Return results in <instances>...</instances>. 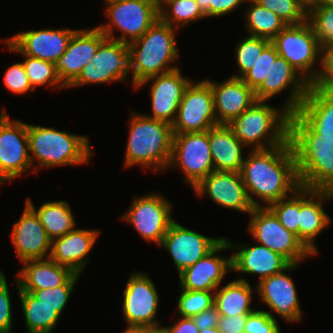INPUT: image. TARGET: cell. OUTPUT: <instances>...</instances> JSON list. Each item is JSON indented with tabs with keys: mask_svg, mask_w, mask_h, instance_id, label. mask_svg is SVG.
I'll return each instance as SVG.
<instances>
[{
	"mask_svg": "<svg viewBox=\"0 0 333 333\" xmlns=\"http://www.w3.org/2000/svg\"><path fill=\"white\" fill-rule=\"evenodd\" d=\"M240 174L253 207H262L257 199L263 202V207H268L300 187L289 140L269 149H252Z\"/></svg>",
	"mask_w": 333,
	"mask_h": 333,
	"instance_id": "6da1fadb",
	"label": "cell"
},
{
	"mask_svg": "<svg viewBox=\"0 0 333 333\" xmlns=\"http://www.w3.org/2000/svg\"><path fill=\"white\" fill-rule=\"evenodd\" d=\"M288 140L300 186L333 192V141L317 140V134L296 113L289 117Z\"/></svg>",
	"mask_w": 333,
	"mask_h": 333,
	"instance_id": "7a4b0ae2",
	"label": "cell"
},
{
	"mask_svg": "<svg viewBox=\"0 0 333 333\" xmlns=\"http://www.w3.org/2000/svg\"><path fill=\"white\" fill-rule=\"evenodd\" d=\"M124 167L141 165L144 170L166 171L172 154L170 123L131 111Z\"/></svg>",
	"mask_w": 333,
	"mask_h": 333,
	"instance_id": "3957f363",
	"label": "cell"
},
{
	"mask_svg": "<svg viewBox=\"0 0 333 333\" xmlns=\"http://www.w3.org/2000/svg\"><path fill=\"white\" fill-rule=\"evenodd\" d=\"M176 30L158 19L140 38L128 44L133 88L146 78L179 68L170 65L179 56Z\"/></svg>",
	"mask_w": 333,
	"mask_h": 333,
	"instance_id": "277c9868",
	"label": "cell"
},
{
	"mask_svg": "<svg viewBox=\"0 0 333 333\" xmlns=\"http://www.w3.org/2000/svg\"><path fill=\"white\" fill-rule=\"evenodd\" d=\"M30 160L37 172L34 161L39 167H56L87 164L93 154L89 139L84 135L70 134L53 127H43L27 123Z\"/></svg>",
	"mask_w": 333,
	"mask_h": 333,
	"instance_id": "5b68a950",
	"label": "cell"
},
{
	"mask_svg": "<svg viewBox=\"0 0 333 333\" xmlns=\"http://www.w3.org/2000/svg\"><path fill=\"white\" fill-rule=\"evenodd\" d=\"M290 113L266 101L256 100L240 116L227 125L247 148L269 149L288 141Z\"/></svg>",
	"mask_w": 333,
	"mask_h": 333,
	"instance_id": "8992f818",
	"label": "cell"
},
{
	"mask_svg": "<svg viewBox=\"0 0 333 333\" xmlns=\"http://www.w3.org/2000/svg\"><path fill=\"white\" fill-rule=\"evenodd\" d=\"M271 43L279 56L290 63L310 85L314 84L321 72L322 47L307 21L299 25H287ZM317 60L319 68L315 67Z\"/></svg>",
	"mask_w": 333,
	"mask_h": 333,
	"instance_id": "52a82bcc",
	"label": "cell"
},
{
	"mask_svg": "<svg viewBox=\"0 0 333 333\" xmlns=\"http://www.w3.org/2000/svg\"><path fill=\"white\" fill-rule=\"evenodd\" d=\"M105 7L110 23L97 27L106 38L127 44L140 38L159 19V6L154 0H125ZM115 28L122 32L120 37L114 36Z\"/></svg>",
	"mask_w": 333,
	"mask_h": 333,
	"instance_id": "ba28073f",
	"label": "cell"
},
{
	"mask_svg": "<svg viewBox=\"0 0 333 333\" xmlns=\"http://www.w3.org/2000/svg\"><path fill=\"white\" fill-rule=\"evenodd\" d=\"M248 231L256 242L280 254L290 264H301L313 254L298 239L297 235L288 231L268 207H253Z\"/></svg>",
	"mask_w": 333,
	"mask_h": 333,
	"instance_id": "9c48e42d",
	"label": "cell"
},
{
	"mask_svg": "<svg viewBox=\"0 0 333 333\" xmlns=\"http://www.w3.org/2000/svg\"><path fill=\"white\" fill-rule=\"evenodd\" d=\"M179 167L185 183L193 188L214 171L209 145V130L173 134L170 167Z\"/></svg>",
	"mask_w": 333,
	"mask_h": 333,
	"instance_id": "30bf717a",
	"label": "cell"
},
{
	"mask_svg": "<svg viewBox=\"0 0 333 333\" xmlns=\"http://www.w3.org/2000/svg\"><path fill=\"white\" fill-rule=\"evenodd\" d=\"M217 125L211 86L205 80H193L184 91L171 125L173 134L205 132Z\"/></svg>",
	"mask_w": 333,
	"mask_h": 333,
	"instance_id": "8fae6325",
	"label": "cell"
},
{
	"mask_svg": "<svg viewBox=\"0 0 333 333\" xmlns=\"http://www.w3.org/2000/svg\"><path fill=\"white\" fill-rule=\"evenodd\" d=\"M130 74L129 45L105 38L90 62L83 67L78 78L69 86L107 84L126 81Z\"/></svg>",
	"mask_w": 333,
	"mask_h": 333,
	"instance_id": "7c38bea8",
	"label": "cell"
},
{
	"mask_svg": "<svg viewBox=\"0 0 333 333\" xmlns=\"http://www.w3.org/2000/svg\"><path fill=\"white\" fill-rule=\"evenodd\" d=\"M171 208L170 201L159 192H152L134 197L122 220L131 224L144 240L159 246L175 220L171 215Z\"/></svg>",
	"mask_w": 333,
	"mask_h": 333,
	"instance_id": "4fadbf2b",
	"label": "cell"
},
{
	"mask_svg": "<svg viewBox=\"0 0 333 333\" xmlns=\"http://www.w3.org/2000/svg\"><path fill=\"white\" fill-rule=\"evenodd\" d=\"M0 114V184L8 183L31 170L27 123Z\"/></svg>",
	"mask_w": 333,
	"mask_h": 333,
	"instance_id": "5bb4252c",
	"label": "cell"
},
{
	"mask_svg": "<svg viewBox=\"0 0 333 333\" xmlns=\"http://www.w3.org/2000/svg\"><path fill=\"white\" fill-rule=\"evenodd\" d=\"M288 87H291L290 95L282 107L292 114L299 108L310 84L290 63L278 55L275 46L270 43V70L264 81L254 90L256 100L268 101Z\"/></svg>",
	"mask_w": 333,
	"mask_h": 333,
	"instance_id": "9a60e30c",
	"label": "cell"
},
{
	"mask_svg": "<svg viewBox=\"0 0 333 333\" xmlns=\"http://www.w3.org/2000/svg\"><path fill=\"white\" fill-rule=\"evenodd\" d=\"M123 291V317L127 325L158 326L156 320L159 296L152 279L145 273L134 271L129 275Z\"/></svg>",
	"mask_w": 333,
	"mask_h": 333,
	"instance_id": "2e32d148",
	"label": "cell"
},
{
	"mask_svg": "<svg viewBox=\"0 0 333 333\" xmlns=\"http://www.w3.org/2000/svg\"><path fill=\"white\" fill-rule=\"evenodd\" d=\"M77 29L28 30L4 39L9 51L55 63Z\"/></svg>",
	"mask_w": 333,
	"mask_h": 333,
	"instance_id": "e0dca14e",
	"label": "cell"
},
{
	"mask_svg": "<svg viewBox=\"0 0 333 333\" xmlns=\"http://www.w3.org/2000/svg\"><path fill=\"white\" fill-rule=\"evenodd\" d=\"M192 81V78L183 77L179 68L164 74L151 76L141 81L134 87L135 90L149 82L151 83L150 97L153 113L152 115H144L172 125L184 91Z\"/></svg>",
	"mask_w": 333,
	"mask_h": 333,
	"instance_id": "ac0fdd59",
	"label": "cell"
},
{
	"mask_svg": "<svg viewBox=\"0 0 333 333\" xmlns=\"http://www.w3.org/2000/svg\"><path fill=\"white\" fill-rule=\"evenodd\" d=\"M223 237H207L173 221L160 247L169 251L178 274L209 253Z\"/></svg>",
	"mask_w": 333,
	"mask_h": 333,
	"instance_id": "d6986e66",
	"label": "cell"
},
{
	"mask_svg": "<svg viewBox=\"0 0 333 333\" xmlns=\"http://www.w3.org/2000/svg\"><path fill=\"white\" fill-rule=\"evenodd\" d=\"M300 264H290L282 272L263 279L255 286L261 301L286 322H299L302 319L299 297L295 283L286 271L298 268Z\"/></svg>",
	"mask_w": 333,
	"mask_h": 333,
	"instance_id": "ffe728a7",
	"label": "cell"
},
{
	"mask_svg": "<svg viewBox=\"0 0 333 333\" xmlns=\"http://www.w3.org/2000/svg\"><path fill=\"white\" fill-rule=\"evenodd\" d=\"M197 196H208L215 204L248 215L253 206L240 172L214 170L193 188Z\"/></svg>",
	"mask_w": 333,
	"mask_h": 333,
	"instance_id": "44dd1931",
	"label": "cell"
},
{
	"mask_svg": "<svg viewBox=\"0 0 333 333\" xmlns=\"http://www.w3.org/2000/svg\"><path fill=\"white\" fill-rule=\"evenodd\" d=\"M231 250L228 239H223L194 265L178 274L180 289L215 291L228 270L232 271V256L221 257L218 252Z\"/></svg>",
	"mask_w": 333,
	"mask_h": 333,
	"instance_id": "7402d4cb",
	"label": "cell"
},
{
	"mask_svg": "<svg viewBox=\"0 0 333 333\" xmlns=\"http://www.w3.org/2000/svg\"><path fill=\"white\" fill-rule=\"evenodd\" d=\"M105 38L98 27L77 29L74 32L66 51L54 63L59 79L66 88L78 78Z\"/></svg>",
	"mask_w": 333,
	"mask_h": 333,
	"instance_id": "603a6c76",
	"label": "cell"
},
{
	"mask_svg": "<svg viewBox=\"0 0 333 333\" xmlns=\"http://www.w3.org/2000/svg\"><path fill=\"white\" fill-rule=\"evenodd\" d=\"M11 232L16 256L21 263L49 258L52 239L48 236L36 212L27 203Z\"/></svg>",
	"mask_w": 333,
	"mask_h": 333,
	"instance_id": "cb8c5ba5",
	"label": "cell"
},
{
	"mask_svg": "<svg viewBox=\"0 0 333 333\" xmlns=\"http://www.w3.org/2000/svg\"><path fill=\"white\" fill-rule=\"evenodd\" d=\"M331 199L332 191L300 186L299 240L313 255L318 254L315 239L331 222L323 206Z\"/></svg>",
	"mask_w": 333,
	"mask_h": 333,
	"instance_id": "d4e9b609",
	"label": "cell"
},
{
	"mask_svg": "<svg viewBox=\"0 0 333 333\" xmlns=\"http://www.w3.org/2000/svg\"><path fill=\"white\" fill-rule=\"evenodd\" d=\"M212 88L215 113L219 124H228L240 116L254 102L255 91L241 78L229 77L224 82L204 79Z\"/></svg>",
	"mask_w": 333,
	"mask_h": 333,
	"instance_id": "484cf974",
	"label": "cell"
},
{
	"mask_svg": "<svg viewBox=\"0 0 333 333\" xmlns=\"http://www.w3.org/2000/svg\"><path fill=\"white\" fill-rule=\"evenodd\" d=\"M236 253L232 256V271L244 274H257L258 283L263 279L282 272L290 263L280 254L260 244L255 246L240 245L228 241Z\"/></svg>",
	"mask_w": 333,
	"mask_h": 333,
	"instance_id": "4316f807",
	"label": "cell"
},
{
	"mask_svg": "<svg viewBox=\"0 0 333 333\" xmlns=\"http://www.w3.org/2000/svg\"><path fill=\"white\" fill-rule=\"evenodd\" d=\"M99 234L97 230L75 228L64 236L54 238L49 258L70 268L74 273L81 274L88 264L89 253Z\"/></svg>",
	"mask_w": 333,
	"mask_h": 333,
	"instance_id": "83f0119b",
	"label": "cell"
},
{
	"mask_svg": "<svg viewBox=\"0 0 333 333\" xmlns=\"http://www.w3.org/2000/svg\"><path fill=\"white\" fill-rule=\"evenodd\" d=\"M295 113L317 134V140L333 141V91L310 85Z\"/></svg>",
	"mask_w": 333,
	"mask_h": 333,
	"instance_id": "f1b7e54d",
	"label": "cell"
},
{
	"mask_svg": "<svg viewBox=\"0 0 333 333\" xmlns=\"http://www.w3.org/2000/svg\"><path fill=\"white\" fill-rule=\"evenodd\" d=\"M75 273L50 258L28 260L16 275L20 290H42L64 285Z\"/></svg>",
	"mask_w": 333,
	"mask_h": 333,
	"instance_id": "f546056e",
	"label": "cell"
},
{
	"mask_svg": "<svg viewBox=\"0 0 333 333\" xmlns=\"http://www.w3.org/2000/svg\"><path fill=\"white\" fill-rule=\"evenodd\" d=\"M209 145L212 154L214 170L240 172L245 158L243 148L226 124H220L209 129Z\"/></svg>",
	"mask_w": 333,
	"mask_h": 333,
	"instance_id": "4dcf8cb0",
	"label": "cell"
},
{
	"mask_svg": "<svg viewBox=\"0 0 333 333\" xmlns=\"http://www.w3.org/2000/svg\"><path fill=\"white\" fill-rule=\"evenodd\" d=\"M252 290L251 284L244 277L234 279L214 291V306L223 316L249 315L255 311L250 306Z\"/></svg>",
	"mask_w": 333,
	"mask_h": 333,
	"instance_id": "1f68e13d",
	"label": "cell"
},
{
	"mask_svg": "<svg viewBox=\"0 0 333 333\" xmlns=\"http://www.w3.org/2000/svg\"><path fill=\"white\" fill-rule=\"evenodd\" d=\"M29 333H51L61 316L53 307L42 303L30 292L20 291L17 277L14 280Z\"/></svg>",
	"mask_w": 333,
	"mask_h": 333,
	"instance_id": "d6a6232c",
	"label": "cell"
},
{
	"mask_svg": "<svg viewBox=\"0 0 333 333\" xmlns=\"http://www.w3.org/2000/svg\"><path fill=\"white\" fill-rule=\"evenodd\" d=\"M26 203L36 212L51 239L64 236L75 229V220L69 203L64 200L48 201L35 208L30 198Z\"/></svg>",
	"mask_w": 333,
	"mask_h": 333,
	"instance_id": "836d02e7",
	"label": "cell"
},
{
	"mask_svg": "<svg viewBox=\"0 0 333 333\" xmlns=\"http://www.w3.org/2000/svg\"><path fill=\"white\" fill-rule=\"evenodd\" d=\"M249 6L244 12L246 30L249 36L272 40L287 24L274 12L260 6L254 0H247Z\"/></svg>",
	"mask_w": 333,
	"mask_h": 333,
	"instance_id": "e575fe53",
	"label": "cell"
},
{
	"mask_svg": "<svg viewBox=\"0 0 333 333\" xmlns=\"http://www.w3.org/2000/svg\"><path fill=\"white\" fill-rule=\"evenodd\" d=\"M204 18L195 0H165L159 5V19L177 29Z\"/></svg>",
	"mask_w": 333,
	"mask_h": 333,
	"instance_id": "d590c367",
	"label": "cell"
},
{
	"mask_svg": "<svg viewBox=\"0 0 333 333\" xmlns=\"http://www.w3.org/2000/svg\"><path fill=\"white\" fill-rule=\"evenodd\" d=\"M23 56L25 60L22 64L34 90L43 85L53 86L55 89L66 88L59 79L54 63L27 55Z\"/></svg>",
	"mask_w": 333,
	"mask_h": 333,
	"instance_id": "8d00e7d4",
	"label": "cell"
},
{
	"mask_svg": "<svg viewBox=\"0 0 333 333\" xmlns=\"http://www.w3.org/2000/svg\"><path fill=\"white\" fill-rule=\"evenodd\" d=\"M307 22L322 48L333 46V6L318 4L307 10Z\"/></svg>",
	"mask_w": 333,
	"mask_h": 333,
	"instance_id": "74e56055",
	"label": "cell"
},
{
	"mask_svg": "<svg viewBox=\"0 0 333 333\" xmlns=\"http://www.w3.org/2000/svg\"><path fill=\"white\" fill-rule=\"evenodd\" d=\"M271 43V40L255 36H245L241 42L237 44L235 60L238 65V73H233L231 77L241 78L248 70H250L262 51Z\"/></svg>",
	"mask_w": 333,
	"mask_h": 333,
	"instance_id": "f35d334b",
	"label": "cell"
},
{
	"mask_svg": "<svg viewBox=\"0 0 333 333\" xmlns=\"http://www.w3.org/2000/svg\"><path fill=\"white\" fill-rule=\"evenodd\" d=\"M278 221L299 239L300 187L288 198H282L268 206Z\"/></svg>",
	"mask_w": 333,
	"mask_h": 333,
	"instance_id": "ab89813d",
	"label": "cell"
},
{
	"mask_svg": "<svg viewBox=\"0 0 333 333\" xmlns=\"http://www.w3.org/2000/svg\"><path fill=\"white\" fill-rule=\"evenodd\" d=\"M180 290L177 300L180 317L192 318L214 306V291Z\"/></svg>",
	"mask_w": 333,
	"mask_h": 333,
	"instance_id": "60d3db41",
	"label": "cell"
},
{
	"mask_svg": "<svg viewBox=\"0 0 333 333\" xmlns=\"http://www.w3.org/2000/svg\"><path fill=\"white\" fill-rule=\"evenodd\" d=\"M260 6L271 10L287 25H299L307 21V9L299 0H254Z\"/></svg>",
	"mask_w": 333,
	"mask_h": 333,
	"instance_id": "b9f144b4",
	"label": "cell"
},
{
	"mask_svg": "<svg viewBox=\"0 0 333 333\" xmlns=\"http://www.w3.org/2000/svg\"><path fill=\"white\" fill-rule=\"evenodd\" d=\"M80 274H74L64 285L42 290H20L30 292L42 303L53 307L60 315L66 307Z\"/></svg>",
	"mask_w": 333,
	"mask_h": 333,
	"instance_id": "7bdbcfd3",
	"label": "cell"
},
{
	"mask_svg": "<svg viewBox=\"0 0 333 333\" xmlns=\"http://www.w3.org/2000/svg\"><path fill=\"white\" fill-rule=\"evenodd\" d=\"M279 322L271 311L255 310L247 316L245 333H281Z\"/></svg>",
	"mask_w": 333,
	"mask_h": 333,
	"instance_id": "ee69618b",
	"label": "cell"
},
{
	"mask_svg": "<svg viewBox=\"0 0 333 333\" xmlns=\"http://www.w3.org/2000/svg\"><path fill=\"white\" fill-rule=\"evenodd\" d=\"M3 82L10 92L15 94H25L34 90L29 82L24 66L21 63H15L6 70Z\"/></svg>",
	"mask_w": 333,
	"mask_h": 333,
	"instance_id": "f6af8a7d",
	"label": "cell"
},
{
	"mask_svg": "<svg viewBox=\"0 0 333 333\" xmlns=\"http://www.w3.org/2000/svg\"><path fill=\"white\" fill-rule=\"evenodd\" d=\"M270 70V44L262 51L254 66L241 79L255 90L268 76Z\"/></svg>",
	"mask_w": 333,
	"mask_h": 333,
	"instance_id": "bcb514c9",
	"label": "cell"
},
{
	"mask_svg": "<svg viewBox=\"0 0 333 333\" xmlns=\"http://www.w3.org/2000/svg\"><path fill=\"white\" fill-rule=\"evenodd\" d=\"M5 274L0 270V333H10L12 329V304Z\"/></svg>",
	"mask_w": 333,
	"mask_h": 333,
	"instance_id": "7dc6e473",
	"label": "cell"
},
{
	"mask_svg": "<svg viewBox=\"0 0 333 333\" xmlns=\"http://www.w3.org/2000/svg\"><path fill=\"white\" fill-rule=\"evenodd\" d=\"M206 17H220L229 14L247 0H195Z\"/></svg>",
	"mask_w": 333,
	"mask_h": 333,
	"instance_id": "c3c4849f",
	"label": "cell"
},
{
	"mask_svg": "<svg viewBox=\"0 0 333 333\" xmlns=\"http://www.w3.org/2000/svg\"><path fill=\"white\" fill-rule=\"evenodd\" d=\"M313 86L333 91V46L322 48L321 72Z\"/></svg>",
	"mask_w": 333,
	"mask_h": 333,
	"instance_id": "681fc988",
	"label": "cell"
},
{
	"mask_svg": "<svg viewBox=\"0 0 333 333\" xmlns=\"http://www.w3.org/2000/svg\"><path fill=\"white\" fill-rule=\"evenodd\" d=\"M248 315H220L217 328L221 333H245L244 327Z\"/></svg>",
	"mask_w": 333,
	"mask_h": 333,
	"instance_id": "f907efd6",
	"label": "cell"
},
{
	"mask_svg": "<svg viewBox=\"0 0 333 333\" xmlns=\"http://www.w3.org/2000/svg\"><path fill=\"white\" fill-rule=\"evenodd\" d=\"M220 314L216 310L215 306L197 314L196 316L192 317L195 325L198 327L199 330L205 328H212L217 327L219 321Z\"/></svg>",
	"mask_w": 333,
	"mask_h": 333,
	"instance_id": "816d5d0a",
	"label": "cell"
},
{
	"mask_svg": "<svg viewBox=\"0 0 333 333\" xmlns=\"http://www.w3.org/2000/svg\"><path fill=\"white\" fill-rule=\"evenodd\" d=\"M165 328L168 333H199V329L192 318L181 317L174 325Z\"/></svg>",
	"mask_w": 333,
	"mask_h": 333,
	"instance_id": "f5cc1de1",
	"label": "cell"
},
{
	"mask_svg": "<svg viewBox=\"0 0 333 333\" xmlns=\"http://www.w3.org/2000/svg\"><path fill=\"white\" fill-rule=\"evenodd\" d=\"M147 327L141 325L128 324L126 330L123 333H146Z\"/></svg>",
	"mask_w": 333,
	"mask_h": 333,
	"instance_id": "db71d44e",
	"label": "cell"
},
{
	"mask_svg": "<svg viewBox=\"0 0 333 333\" xmlns=\"http://www.w3.org/2000/svg\"><path fill=\"white\" fill-rule=\"evenodd\" d=\"M300 3L308 10L313 6L322 4L323 0H299Z\"/></svg>",
	"mask_w": 333,
	"mask_h": 333,
	"instance_id": "11a10c76",
	"label": "cell"
},
{
	"mask_svg": "<svg viewBox=\"0 0 333 333\" xmlns=\"http://www.w3.org/2000/svg\"><path fill=\"white\" fill-rule=\"evenodd\" d=\"M146 333H168L167 329L164 326H151L147 327Z\"/></svg>",
	"mask_w": 333,
	"mask_h": 333,
	"instance_id": "9f6ffc18",
	"label": "cell"
},
{
	"mask_svg": "<svg viewBox=\"0 0 333 333\" xmlns=\"http://www.w3.org/2000/svg\"><path fill=\"white\" fill-rule=\"evenodd\" d=\"M199 333H221V332L218 330L217 327H212L199 330Z\"/></svg>",
	"mask_w": 333,
	"mask_h": 333,
	"instance_id": "6f0895ef",
	"label": "cell"
},
{
	"mask_svg": "<svg viewBox=\"0 0 333 333\" xmlns=\"http://www.w3.org/2000/svg\"><path fill=\"white\" fill-rule=\"evenodd\" d=\"M122 1H125V0H105V6L106 5H110V4H113V3H117V2H122Z\"/></svg>",
	"mask_w": 333,
	"mask_h": 333,
	"instance_id": "680465c9",
	"label": "cell"
},
{
	"mask_svg": "<svg viewBox=\"0 0 333 333\" xmlns=\"http://www.w3.org/2000/svg\"><path fill=\"white\" fill-rule=\"evenodd\" d=\"M324 4L332 5L333 6V0H323Z\"/></svg>",
	"mask_w": 333,
	"mask_h": 333,
	"instance_id": "91938a15",
	"label": "cell"
},
{
	"mask_svg": "<svg viewBox=\"0 0 333 333\" xmlns=\"http://www.w3.org/2000/svg\"><path fill=\"white\" fill-rule=\"evenodd\" d=\"M156 2V4L159 6L162 2H164L165 0H154Z\"/></svg>",
	"mask_w": 333,
	"mask_h": 333,
	"instance_id": "94428289",
	"label": "cell"
}]
</instances>
